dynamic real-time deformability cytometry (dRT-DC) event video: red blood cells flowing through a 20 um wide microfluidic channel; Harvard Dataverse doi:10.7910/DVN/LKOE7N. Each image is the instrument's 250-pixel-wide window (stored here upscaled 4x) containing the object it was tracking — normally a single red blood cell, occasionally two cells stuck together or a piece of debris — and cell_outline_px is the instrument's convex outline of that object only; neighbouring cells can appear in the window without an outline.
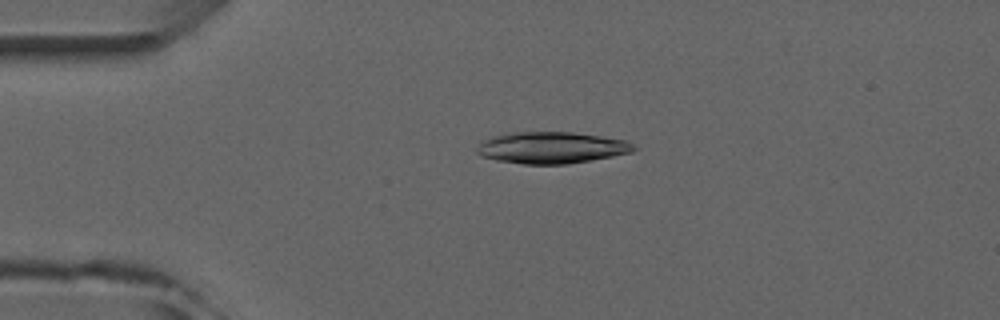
{"species": "common noctule bat (a hibernating species)", "species_latin": "Nyctalus noctula", "temperature_condition": "room temperature", "stored_images_in_passage": 5, "camera_frame_rate_fps": 3000, "um_per_image_px": 0.085, "animal": {"sex": "male", "forearm_length_mm": 52.5}, "frame": {"image": 1, "passage_image": 4, "time_ms": 3.333, "image_size_px": [1000, 320], "cell_outline_px": [[636, 148], [632, 152], [592, 160], [568, 164], [524, 164], [496, 160], [480, 156], [476, 152], [476, 148], [480, 140], [492, 136], [508, 132], [572, 132], [600, 136], [624, 140], [632, 144]], "centroid_in_image_um": [46.8, 12.55], "position_along_channel_um": 38.2, "area_um2": 29.02}}